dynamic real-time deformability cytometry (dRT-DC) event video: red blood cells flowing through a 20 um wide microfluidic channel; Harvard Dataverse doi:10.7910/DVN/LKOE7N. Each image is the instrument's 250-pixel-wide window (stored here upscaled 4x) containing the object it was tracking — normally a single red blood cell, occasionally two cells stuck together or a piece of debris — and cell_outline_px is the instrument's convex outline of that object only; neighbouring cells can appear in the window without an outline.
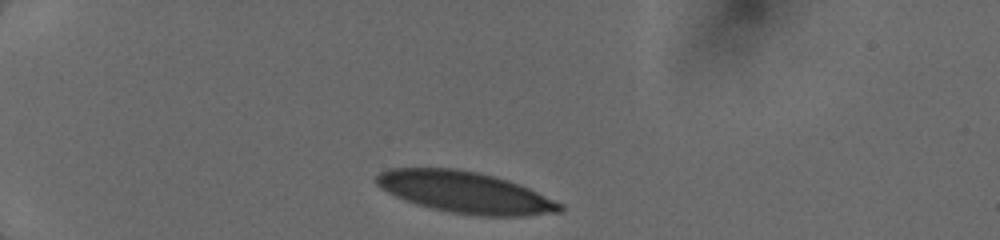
{"species": "human", "species_latin": "Homo sapiens", "temperature_condition": "cold", "stored_images_in_passage": 46, "camera_frame_rate_fps": 3000, "um_per_image_px": 0.085, "donor": {"sex": "female"}, "frame": {"image": 1, "passage_image": 1, "time_ms": 0.0, "image_size_px": [1000, 240], "cell_outline_px": [[564, 208], [560, 212], [524, 216], [476, 216], [452, 212], [432, 208], [416, 204], [404, 200], [380, 188], [376, 184], [376, 176], [380, 172], [388, 168], [452, 168], [476, 172], [508, 180], [528, 188], [564, 204]], "centroid_in_image_um": [39.53, 16.35], "position_along_channel_um": 45.5, "area_um2": 44.16}}
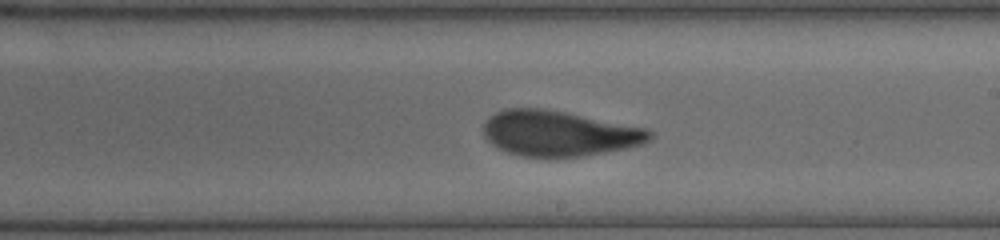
{"frame": {"image": 2, "passage_image": 27, "time_ms": 6.0, "image_size_px": [1000, 240], "cell_outline_px": [[652, 140], [644, 144], [628, 148], [584, 156], [520, 156], [496, 148], [484, 136], [484, 124], [488, 116], [504, 108], [544, 108], [648, 128], [652, 132]], "centroid_in_image_um": [47.53, 11.33], "position_along_channel_um": 241.5, "area_um2": 44.16}}
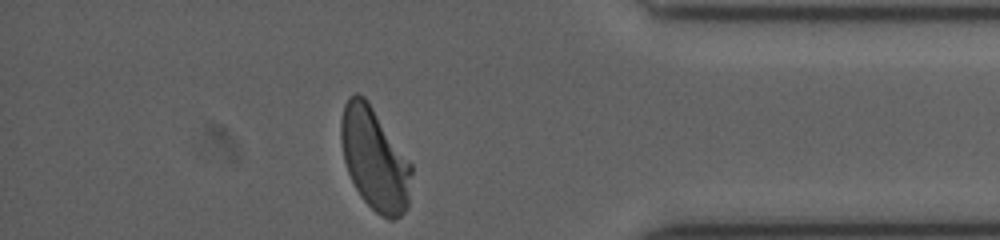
{"frame": {"image": 3, "passage_image": 45, "time_ms": 10.333, "image_size_px": [1000, 240], "cell_outline_px": [[412, 172], [408, 208], [400, 216], [392, 220], [388, 220], [380, 216], [360, 196], [348, 172], [344, 160], [340, 140], [340, 120], [344, 104], [348, 96], [356, 92], [364, 96], [368, 100], [412, 164]], "centroid_in_image_um": [31.84, 13.5], "position_along_channel_um": 403.4, "area_um2": 42.37}}